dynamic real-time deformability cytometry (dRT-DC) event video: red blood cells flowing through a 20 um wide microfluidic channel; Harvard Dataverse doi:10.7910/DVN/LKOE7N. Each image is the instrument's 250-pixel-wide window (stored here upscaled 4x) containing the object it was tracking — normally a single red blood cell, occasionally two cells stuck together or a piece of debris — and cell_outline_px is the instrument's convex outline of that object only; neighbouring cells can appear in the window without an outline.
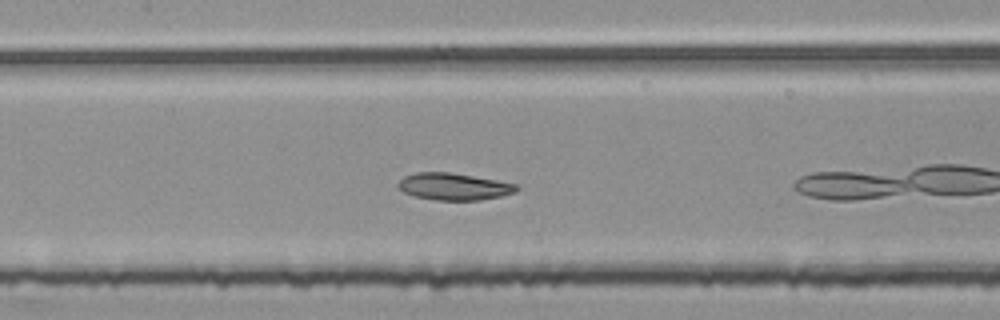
{"species": "common noctule bat (a hibernating species)", "species_latin": "Nyctalus noctula", "temperature_condition": "room temperature", "stored_images_in_passage": 32, "camera_frame_rate_fps": 3000, "um_per_image_px": 0.085, "animal": {"sex": "female", "body_mass_g": 25.1}, "frame": {"image": 1, "passage_image": 5, "time_ms": 1.333, "image_size_px": [1000, 320], "cell_outline_px": [[520, 188], [516, 192], [500, 196], [480, 200], [436, 200], [416, 196], [404, 192], [396, 188], [396, 184], [404, 176], [416, 172], [448, 172], [496, 180], [516, 184]], "centroid_in_image_um": [38.55, 15.86], "position_along_channel_um": 168.9, "area_um2": 18.55}}
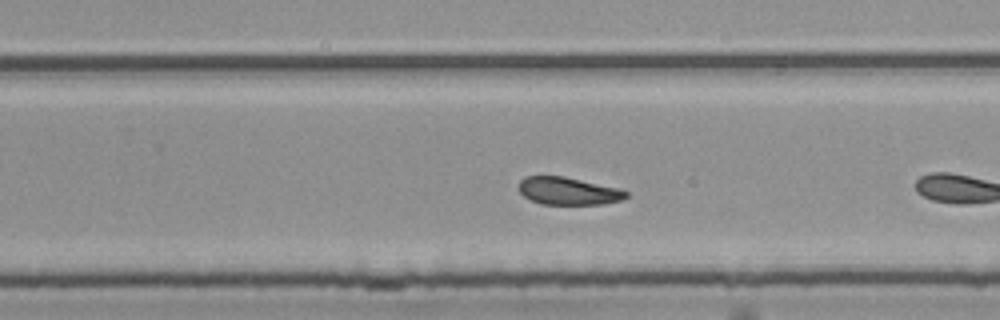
{"frame": {"image": 2, "passage_image": 14, "time_ms": 4.333, "image_size_px": [1000, 320], "cell_outline_px": [[628, 196], [620, 200], [604, 204], [540, 204], [524, 196], [520, 192], [520, 180], [524, 176], [564, 176], [620, 188], [628, 192]], "centroid_in_image_um": [48.32, 16.23], "position_along_channel_um": 281.5, "area_um2": 17.22}, "authors_computed_cell_mechanics": {"area_um2": 18.2359, "velocity_mm_per_s": 3.7693, "shape_relaxation_time_tau1_ms": 0.2535, "shape_relaxation_time_tau2_ms": 1.694, "deformation_change_tau1": 0.1868, "deformation_change_tau2": 0.0897}}